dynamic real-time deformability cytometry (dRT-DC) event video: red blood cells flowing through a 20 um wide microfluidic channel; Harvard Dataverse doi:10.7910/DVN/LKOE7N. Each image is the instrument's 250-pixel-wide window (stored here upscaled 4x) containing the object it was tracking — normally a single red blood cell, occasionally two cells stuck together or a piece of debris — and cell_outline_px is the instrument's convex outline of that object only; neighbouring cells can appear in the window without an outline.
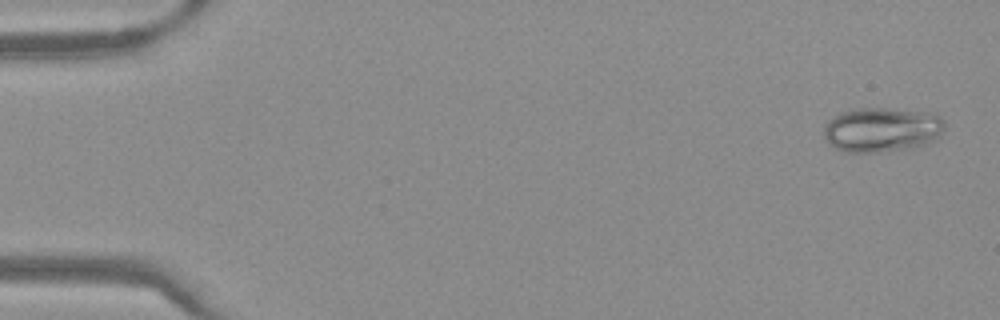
{"species": "Egyptian fruit bat (a non-hibernating species)", "species_latin": "Rousettus aegyptiacus", "temperature_condition": "warm", "stored_images_in_passage": 50, "camera_frame_rate_fps": 3000, "um_per_image_px": 0.085, "frame": {"image": 1, "passage_image": 2, "time_ms": 0.333, "image_size_px": [1000, 320], "cell_outline_px": [[944, 128], [940, 136], [936, 140], [928, 144], [912, 148], [888, 152], [844, 152], [828, 144], [824, 136], [824, 124], [832, 116], [840, 112], [852, 108], [884, 108], [936, 112], [944, 120]], "centroid_in_image_um": [74.98, 11.02], "position_along_channel_um": 10.0, "area_um2": 32.31}}
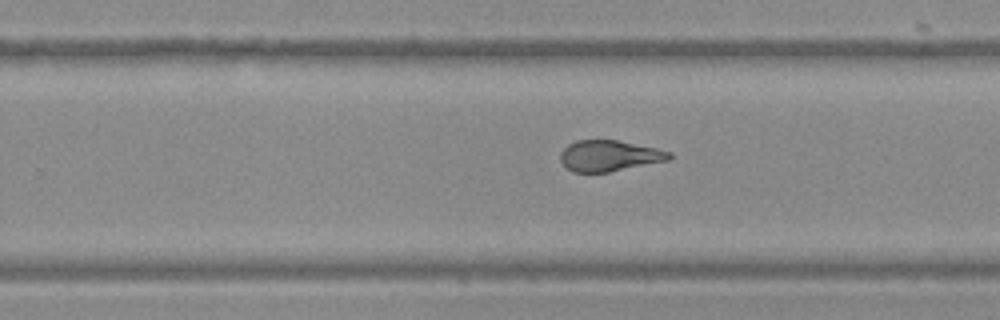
{"frame": {"image": 2, "passage_image": 32, "time_ms": 10.333, "image_size_px": [1000, 320], "cell_outline_px": [[672, 156], [668, 160], [608, 172], [572, 172], [560, 160], [560, 152], [568, 144], [576, 140], [616, 140], [656, 148], [672, 152]], "centroid_in_image_um": [51.77, 13.23], "position_along_channel_um": 278.0, "area_um2": 19.48}}
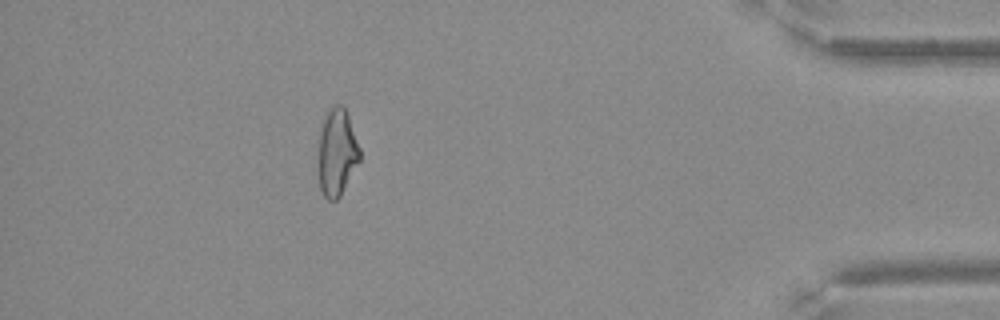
{"frame": {"image": 3, "passage_image": 45, "time_ms": 14.667, "image_size_px": [1000, 320], "cell_outline_px": [[360, 160], [340, 196], [336, 200], [328, 200], [324, 196], [320, 188], [316, 168], [316, 160], [320, 124], [332, 104], [340, 104], [344, 108], [348, 116], [360, 148]], "centroid_in_image_um": [28.58, 12.96], "position_along_channel_um": 406.6, "area_um2": 21.68}}